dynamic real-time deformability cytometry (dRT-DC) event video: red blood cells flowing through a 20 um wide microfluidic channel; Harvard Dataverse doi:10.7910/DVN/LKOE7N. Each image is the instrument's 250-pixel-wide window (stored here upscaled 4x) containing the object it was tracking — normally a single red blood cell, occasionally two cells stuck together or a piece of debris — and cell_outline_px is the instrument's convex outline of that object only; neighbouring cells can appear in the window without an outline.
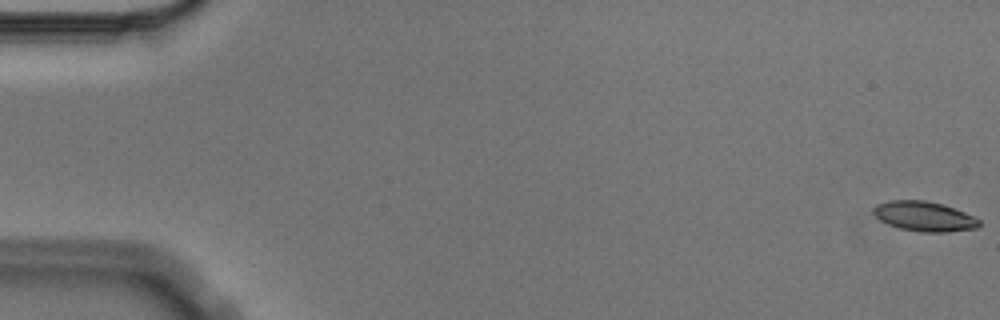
{"species": "Egyptian fruit bat (a non-hibernating species)", "species_latin": "Rousettus aegyptiacus", "temperature_condition": "cold", "stored_images_in_passage": 4, "camera_frame_rate_fps": 3000, "um_per_image_px": 0.085, "animal": {"sex": "male"}, "frame": {"image": 1, "passage_image": 1, "time_ms": 0.0, "image_size_px": [1000, 320], "cell_outline_px": [[980, 224], [976, 228], [944, 232], [920, 232], [900, 228], [888, 224], [880, 220], [872, 212], [872, 208], [876, 204], [888, 200], [924, 200], [944, 204], [964, 212], [980, 220]], "centroid_in_image_um": [78.52, 18.38], "position_along_channel_um": 6.5, "area_um2": 18.38}}